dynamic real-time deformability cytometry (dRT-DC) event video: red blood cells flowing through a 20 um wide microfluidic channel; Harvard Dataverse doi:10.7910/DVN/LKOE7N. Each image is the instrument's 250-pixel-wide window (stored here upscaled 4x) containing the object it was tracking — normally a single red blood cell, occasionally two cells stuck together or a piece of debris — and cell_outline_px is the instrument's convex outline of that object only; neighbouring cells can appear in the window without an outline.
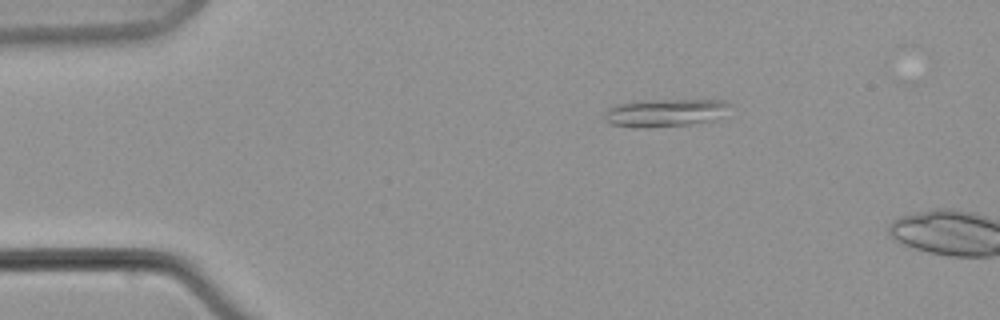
{"species": "common noctule bat (a hibernating species)", "species_latin": "Nyctalus noctula", "temperature_condition": "warm", "stored_images_in_passage": 5, "camera_frame_rate_fps": 3000, "um_per_image_px": 0.085, "animal": {"sex": "male", "body_mass_g": 21.5, "forearm_length_mm": 52.0}, "frame": {"image": 1, "passage_image": 3, "time_ms": 2.333, "image_size_px": [1000, 320], "cell_outline_px": [[732, 104], [716, 120], [692, 124], [648, 128], [636, 128], [612, 124], [604, 120], [604, 112], [608, 108], [616, 104], [636, 100], [724, 100]], "centroid_in_image_um": [56.49, 9.58], "position_along_channel_um": 28.5, "area_um2": 20.63}}